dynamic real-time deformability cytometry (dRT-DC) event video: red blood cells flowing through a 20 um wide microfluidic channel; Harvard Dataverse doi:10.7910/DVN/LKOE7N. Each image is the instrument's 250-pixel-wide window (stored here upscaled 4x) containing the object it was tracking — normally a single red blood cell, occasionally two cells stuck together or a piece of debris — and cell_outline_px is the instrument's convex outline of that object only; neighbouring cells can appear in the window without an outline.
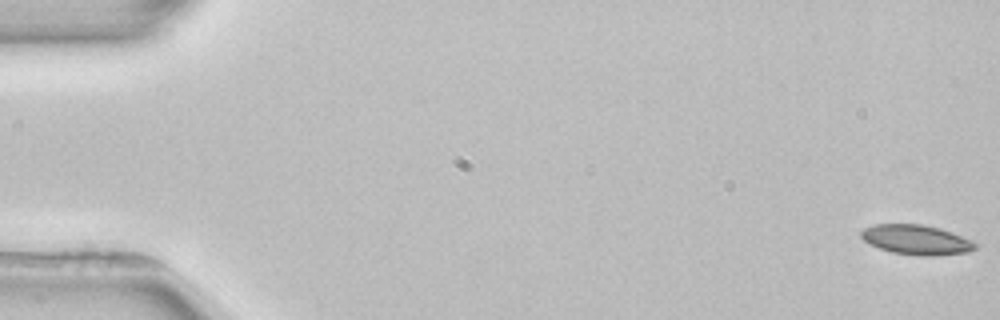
{"species": "common noctule bat (a hibernating species)", "species_latin": "Nyctalus noctula", "temperature_condition": "room temperature", "stored_images_in_passage": 6, "camera_frame_rate_fps": 3000, "um_per_image_px": 0.085, "animal": {"sex": "female", "body_mass_g": 22.7, "forearm_length_mm": 54.2}, "frame": {"image": 1, "passage_image": 1, "time_ms": 0.0, "image_size_px": [1000, 320], "cell_outline_px": [[976, 248], [968, 252], [936, 256], [916, 256], [892, 252], [868, 244], [860, 236], [860, 232], [864, 228], [876, 224], [920, 224], [940, 228], [952, 232], [972, 240], [976, 244]], "centroid_in_image_um": [77.89, 20.39], "position_along_channel_um": 7.1, "area_um2": 19.94}}
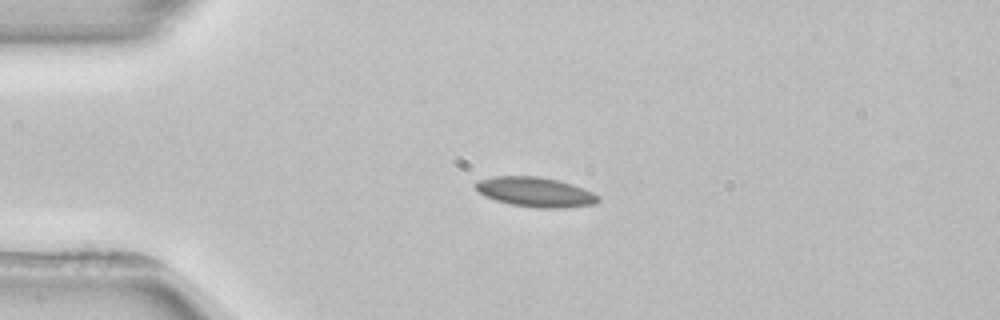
{"frame": {"image": 2, "passage_image": 4, "time_ms": 4.0, "image_size_px": [1000, 320], "cell_outline_px": [[600, 200], [596, 204], [564, 208], [536, 208], [512, 204], [496, 200], [484, 196], [476, 188], [476, 180], [492, 176], [536, 176], [560, 180], [584, 188], [600, 196]], "centroid_in_image_um": [45.54, 16.32], "position_along_channel_um": 39.5, "area_um2": 21.39}}